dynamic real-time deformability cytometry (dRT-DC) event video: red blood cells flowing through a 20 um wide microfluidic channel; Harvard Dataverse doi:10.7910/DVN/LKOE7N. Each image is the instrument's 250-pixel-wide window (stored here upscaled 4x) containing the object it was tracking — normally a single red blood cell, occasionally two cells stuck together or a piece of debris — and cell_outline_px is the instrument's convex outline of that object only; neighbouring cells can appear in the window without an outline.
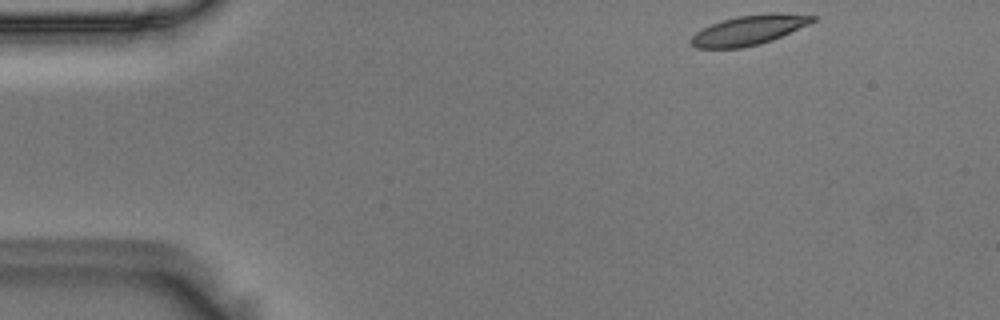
{"species": "Egyptian fruit bat (a non-hibernating species)", "species_latin": "Rousettus aegyptiacus", "temperature_condition": "room temperature", "stored_images_in_passage": 50, "camera_frame_rate_fps": 3000, "um_per_image_px": 0.085, "animal": {"sex": "male"}, "frame": {"image": 1, "passage_image": 1, "time_ms": 0.0, "image_size_px": [1000, 320], "cell_outline_px": [[816, 20], [808, 24], [772, 40], [760, 44], [740, 48], [696, 48], [688, 40], [696, 32], [712, 24], [736, 16], [772, 12], [780, 12], [816, 16]], "centroid_in_image_um": [63.66, 2.55], "position_along_channel_um": 21.3, "area_um2": 20.92}}
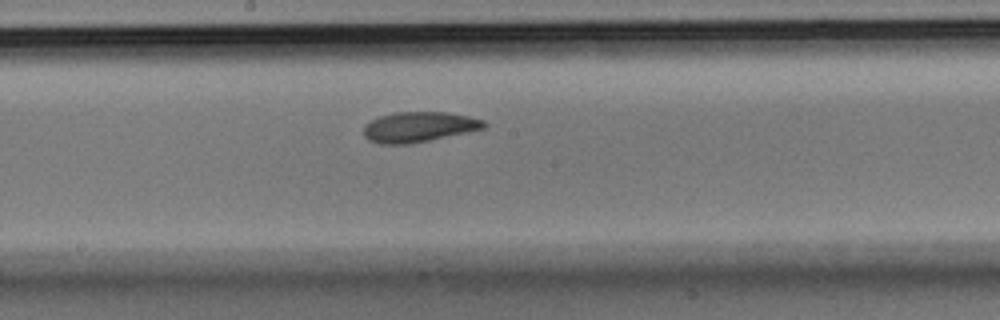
{"frame": {"image": 2, "passage_image": 24, "time_ms": 7.667, "image_size_px": [1000, 320], "cell_outline_px": [[488, 124], [484, 128], [428, 140], [408, 144], [380, 144], [368, 140], [364, 136], [364, 124], [380, 116], [396, 112], [448, 112], [468, 116], [484, 120]], "centroid_in_image_um": [35.58, 10.78], "position_along_channel_um": 212.6, "area_um2": 21.04}}
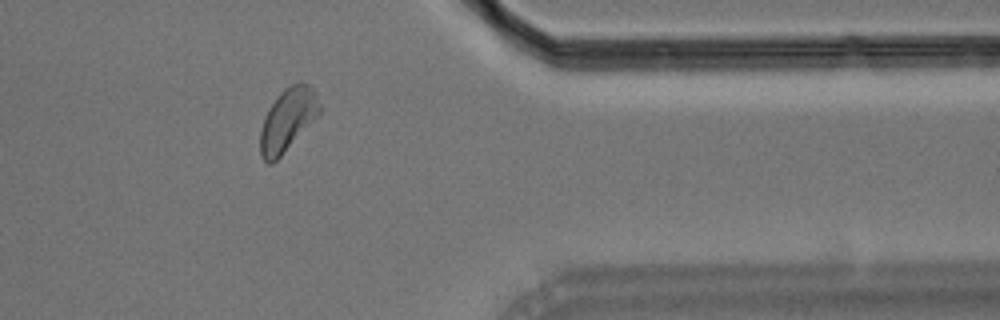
{"frame": {"image": 3, "passage_image": 40, "time_ms": 13.0, "image_size_px": [1000, 320], "cell_outline_px": [[320, 112], [280, 156], [272, 164], [268, 164], [260, 156], [260, 128], [264, 116], [268, 108], [276, 96], [284, 88], [300, 80], [308, 84], [316, 92], [320, 104]], "centroid_in_image_um": [24.42, 10.14], "position_along_channel_um": 387.0, "area_um2": 21.62}, "authors_computed_cell_mechanics": {"area_um2": 21.386, "velocity_mm_per_s": 3.5644, "shape_relaxation_time_tau1_ms": 6.9837, "shape_relaxation_time_tau2_ms": 3.7381, "deformation_change_tau1": 0.1489, "deformation_change_tau2": 0.0814}}